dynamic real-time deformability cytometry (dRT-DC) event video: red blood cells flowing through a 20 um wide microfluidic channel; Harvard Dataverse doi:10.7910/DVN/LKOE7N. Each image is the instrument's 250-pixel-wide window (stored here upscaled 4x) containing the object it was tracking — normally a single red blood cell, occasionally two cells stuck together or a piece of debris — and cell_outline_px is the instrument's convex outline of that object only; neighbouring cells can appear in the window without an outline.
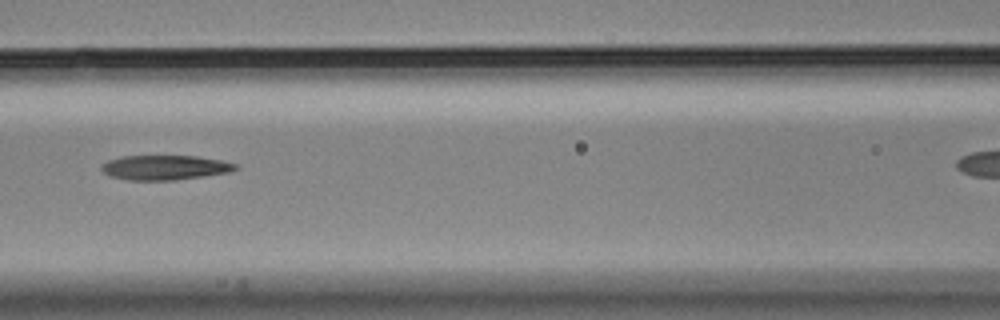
{"species": "Egyptian fruit bat (a non-hibernating species)", "species_latin": "Rousettus aegyptiacus", "temperature_condition": "cold", "stored_images_in_passage": 8, "segment_of_instrument_passage": [1, 2], "camera_frame_rate_fps": 3000, "um_per_image_px": 0.085, "animal": {"sex": "male"}, "frame": {"image": 1, "passage_image": 6, "time_ms": 1.667, "image_size_px": [1000, 320], "cell_outline_px": [[240, 168], [228, 172], [204, 176], [176, 180], [128, 180], [112, 176], [104, 172], [100, 168], [100, 164], [108, 160], [120, 156], [196, 156], [220, 160], [236, 164]], "centroid_in_image_um": [13.99, 14.23], "position_along_channel_um": 152.6, "area_um2": 19.25}}
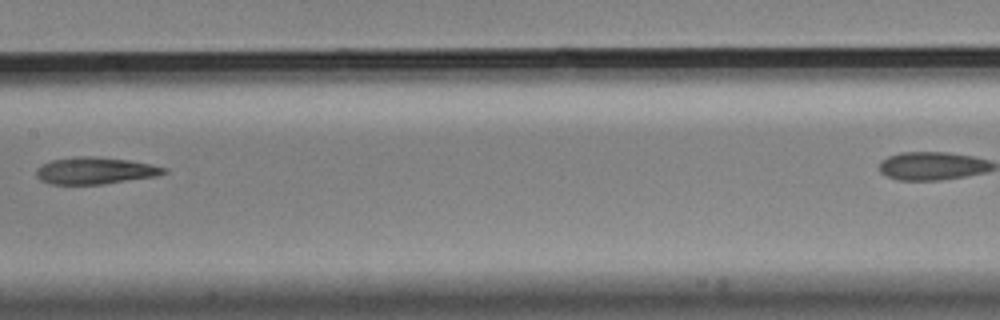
{"frame": {"image": 2, "passage_image": 7, "time_ms": 2.0, "image_size_px": [1000, 320], "cell_outline_px": [[168, 172], [156, 176], [104, 184], [48, 184], [40, 180], [36, 176], [36, 168], [52, 160], [76, 156], [92, 156], [128, 160], [152, 164], [168, 168]], "centroid_in_image_um": [8.09, 14.51], "position_along_channel_um": 199.3, "area_um2": 20.06}}